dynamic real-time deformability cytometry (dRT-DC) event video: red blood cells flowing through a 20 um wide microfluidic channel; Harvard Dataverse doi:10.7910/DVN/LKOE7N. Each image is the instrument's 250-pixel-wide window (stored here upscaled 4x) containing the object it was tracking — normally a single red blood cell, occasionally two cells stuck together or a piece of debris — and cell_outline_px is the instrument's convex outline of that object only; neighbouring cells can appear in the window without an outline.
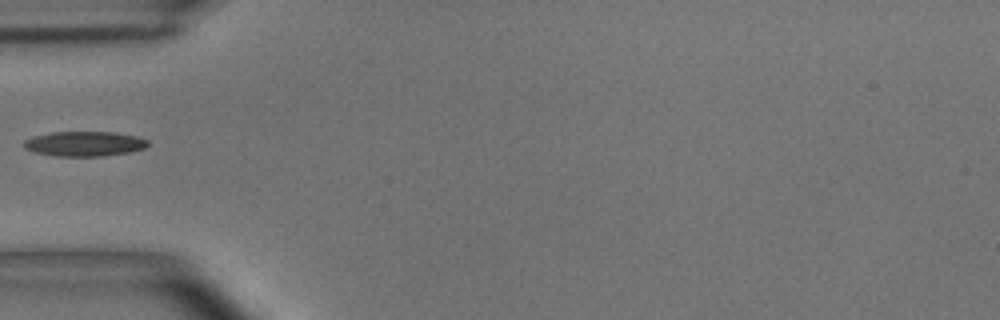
{"species": "common noctule bat (a hibernating species)", "species_latin": "Nyctalus noctula", "temperature_condition": "room temperature", "stored_images_in_passage": 2, "camera_frame_rate_fps": 3000, "um_per_image_px": 0.085, "animal": {"sex": "male", "body_mass_g": 15.6}, "frame": {"image": 1, "passage_image": 1, "time_ms": 0.0, "image_size_px": [1000, 320], "cell_outline_px": [[148, 144], [144, 148], [132, 152], [104, 156], [56, 156], [32, 152], [24, 148], [24, 140], [32, 136], [52, 132], [116, 132], [136, 136], [148, 140]], "centroid_in_image_um": [7.16, 12.22], "position_along_channel_um": 77.8, "area_um2": 18.15}}
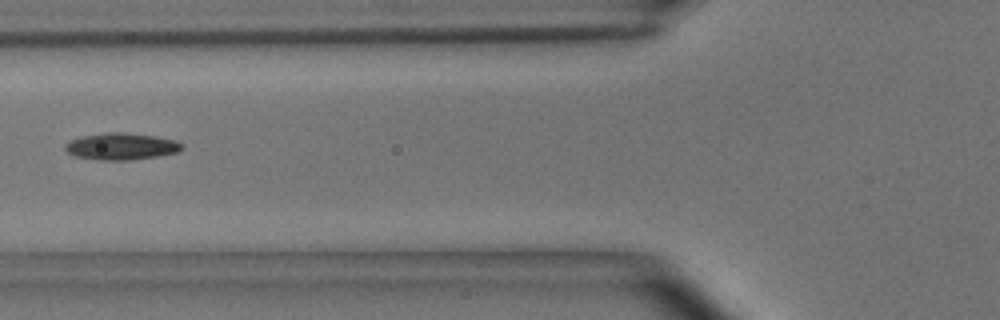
{"frame": {"image": 2, "passage_image": 2, "time_ms": 0.333, "image_size_px": [1000, 320], "cell_outline_px": [[184, 148], [176, 152], [156, 156], [132, 160], [96, 160], [76, 156], [68, 152], [64, 148], [64, 144], [80, 136], [108, 132], [120, 132], [156, 136], [176, 140], [184, 144]], "centroid_in_image_um": [10.32, 12.44], "position_along_channel_um": 115.5, "area_um2": 18.26}}